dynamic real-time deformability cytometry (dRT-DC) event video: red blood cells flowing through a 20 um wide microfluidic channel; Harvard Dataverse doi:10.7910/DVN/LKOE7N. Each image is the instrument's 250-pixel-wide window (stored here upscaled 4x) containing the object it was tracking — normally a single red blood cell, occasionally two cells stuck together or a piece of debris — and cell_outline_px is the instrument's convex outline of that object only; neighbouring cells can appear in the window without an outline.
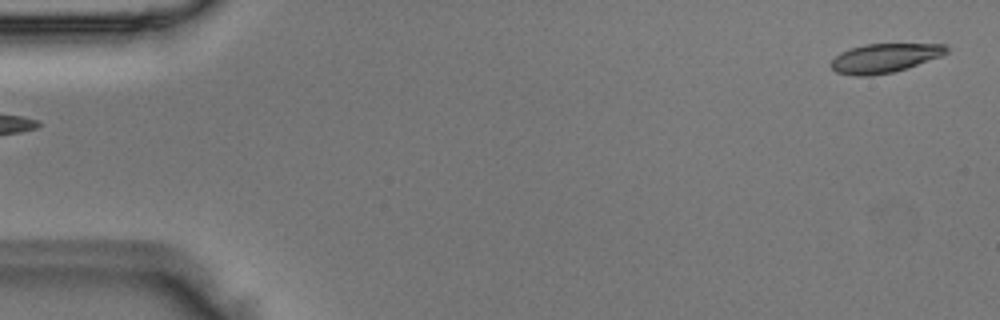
{"species": "Egyptian fruit bat (a non-hibernating species)", "species_latin": "Rousettus aegyptiacus", "temperature_condition": "room temperature", "stored_images_in_passage": 5, "camera_frame_rate_fps": 3000, "um_per_image_px": 0.085, "animal": {"sex": "male"}, "frame": {"image": 1, "passage_image": 5, "time_ms": 1.333, "image_size_px": [1000, 320], "cell_outline_px": [[948, 52], [944, 56], [908, 68], [892, 72], [868, 76], [856, 76], [836, 72], [828, 64], [840, 52], [864, 44], [948, 44]], "centroid_in_image_um": [75.23, 4.93], "position_along_channel_um": 9.8, "area_um2": 19.77}}